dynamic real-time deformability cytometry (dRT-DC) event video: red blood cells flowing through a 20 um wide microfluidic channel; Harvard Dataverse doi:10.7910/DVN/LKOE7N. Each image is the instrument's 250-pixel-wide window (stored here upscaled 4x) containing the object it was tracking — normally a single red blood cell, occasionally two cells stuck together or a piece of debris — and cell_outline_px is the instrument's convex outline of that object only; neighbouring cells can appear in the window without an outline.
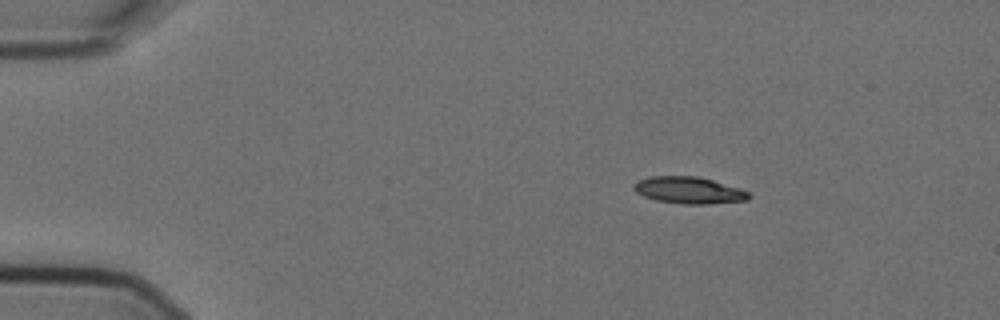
{"species": "Egyptian fruit bat (a non-hibernating species)", "species_latin": "Rousettus aegyptiacus", "temperature_condition": "cold", "stored_images_in_passage": 5, "camera_frame_rate_fps": 3000, "um_per_image_px": 0.085, "animal": {"sex": "female"}, "frame": {"image": 1, "passage_image": 2, "time_ms": 0.333, "image_size_px": [1000, 320], "cell_outline_px": [[752, 196], [748, 200], [708, 204], [684, 204], [656, 200], [644, 196], [636, 192], [632, 188], [632, 184], [636, 180], [648, 176], [696, 176], [712, 180], [748, 192]], "centroid_in_image_um": [58.48, 16.17], "position_along_channel_um": 26.5, "area_um2": 17.92}}
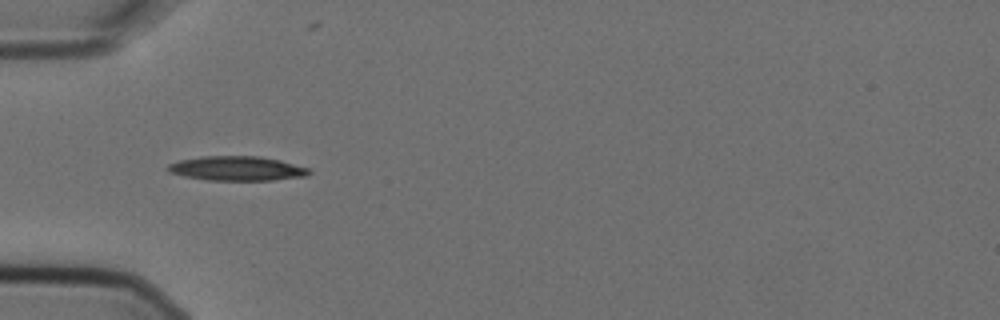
{"frame": {"image": 2, "passage_image": 4, "time_ms": 1.0, "image_size_px": [1000, 320], "cell_outline_px": [[312, 172], [308, 176], [272, 180], [208, 180], [184, 176], [168, 172], [164, 168], [168, 164], [180, 160], [204, 156], [260, 156], [280, 160], [308, 168]], "centroid_in_image_um": [20.13, 14.32], "position_along_channel_um": 64.9, "area_um2": 20.17}}
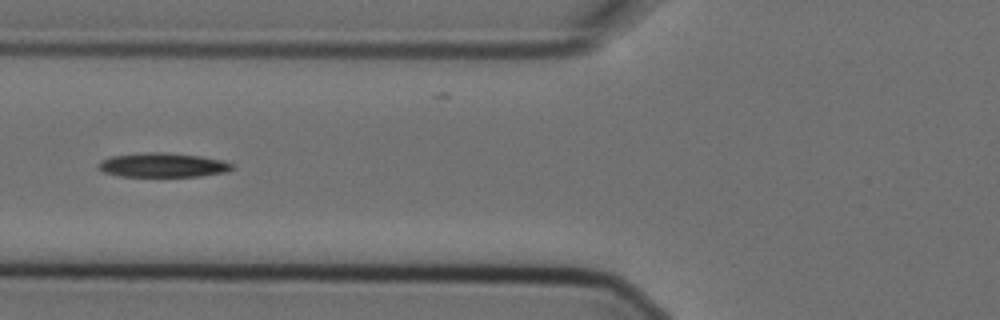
{"frame": {"image": 3, "passage_image": 5, "time_ms": 1.333, "image_size_px": [1000, 320], "cell_outline_px": [[236, 168], [228, 172], [200, 176], [120, 176], [104, 172], [96, 164], [100, 160], [112, 156], [148, 152], [168, 152], [200, 156], [224, 160], [232, 164]], "centroid_in_image_um": [13.88, 14.02], "position_along_channel_um": 111.9, "area_um2": 19.02}}